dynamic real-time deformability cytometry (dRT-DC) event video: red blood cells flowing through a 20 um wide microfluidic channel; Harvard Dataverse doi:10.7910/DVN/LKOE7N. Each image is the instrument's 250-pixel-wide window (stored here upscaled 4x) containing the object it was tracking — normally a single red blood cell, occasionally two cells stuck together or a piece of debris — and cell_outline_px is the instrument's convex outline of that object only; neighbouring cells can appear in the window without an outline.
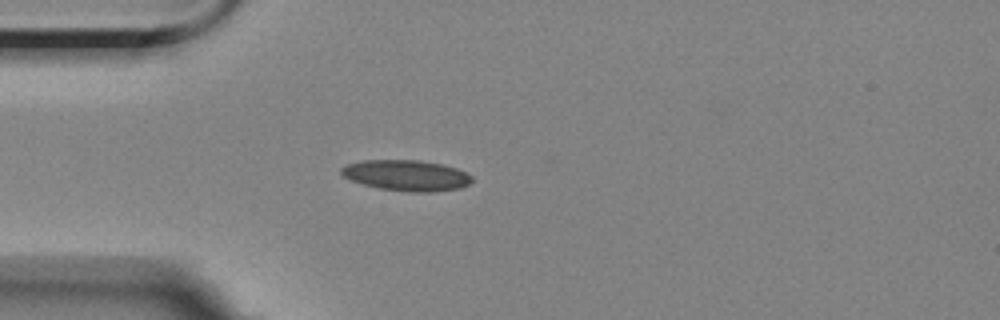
{"species": "Egyptian fruit bat (a non-hibernating species)", "species_latin": "Rousettus aegyptiacus", "temperature_condition": "room temperature", "stored_images_in_passage": 5, "camera_frame_rate_fps": 3000, "um_per_image_px": 0.085, "animal": {"sex": "female"}, "frame": {"image": 1, "passage_image": 5, "time_ms": 4.333, "image_size_px": [1000, 320], "cell_outline_px": [[472, 180], [468, 184], [460, 188], [428, 192], [412, 192], [380, 188], [364, 184], [352, 180], [344, 176], [340, 172], [340, 168], [344, 164], [360, 160], [420, 160], [444, 164], [456, 168], [472, 176]], "centroid_in_image_um": [34.52, 14.89], "position_along_channel_um": 50.5, "area_um2": 23.41}}